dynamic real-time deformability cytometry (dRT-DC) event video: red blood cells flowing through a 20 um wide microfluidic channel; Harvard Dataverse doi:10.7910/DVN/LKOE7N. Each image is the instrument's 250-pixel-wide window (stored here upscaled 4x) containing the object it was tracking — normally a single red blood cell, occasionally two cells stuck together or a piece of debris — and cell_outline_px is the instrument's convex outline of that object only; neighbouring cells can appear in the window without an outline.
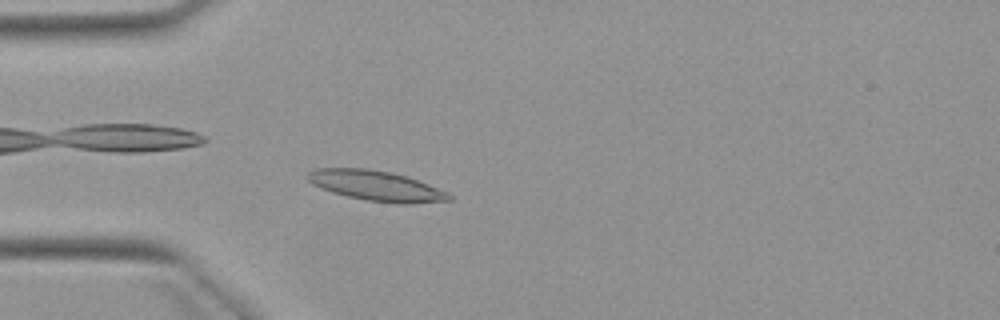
{"species": "Egyptian fruit bat (a non-hibernating species)", "species_latin": "Rousettus aegyptiacus", "temperature_condition": "warm", "stored_images_in_passage": 2, "camera_frame_rate_fps": 3000, "um_per_image_px": 0.085, "animal": {"sex": "female"}, "frame": {"image": 1, "passage_image": 2, "time_ms": 2.0, "image_size_px": [1000, 320], "cell_outline_px": [[452, 200], [412, 204], [396, 204], [364, 200], [332, 192], [320, 188], [312, 184], [304, 176], [308, 172], [316, 168], [368, 168], [392, 172], [408, 176], [448, 192], [452, 196]], "centroid_in_image_um": [31.98, 15.79], "position_along_channel_um": 53.0, "area_um2": 25.26}}